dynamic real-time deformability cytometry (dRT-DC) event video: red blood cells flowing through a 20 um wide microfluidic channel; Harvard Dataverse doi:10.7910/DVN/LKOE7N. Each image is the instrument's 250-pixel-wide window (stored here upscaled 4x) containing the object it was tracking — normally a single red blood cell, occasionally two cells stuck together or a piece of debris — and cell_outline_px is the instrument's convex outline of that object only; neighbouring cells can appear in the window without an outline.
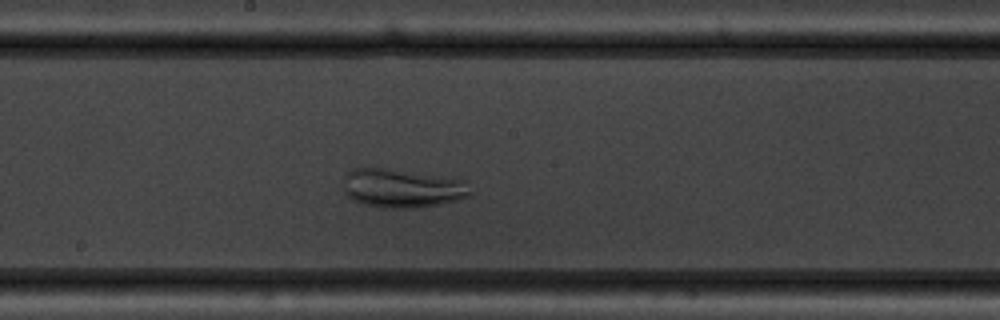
{"species": "common noctule bat (a hibernating species)", "species_latin": "Nyctalus noctula", "temperature_condition": "warm", "stored_images_in_passage": 45, "camera_frame_rate_fps": 3000, "um_per_image_px": 0.085, "animal": {"sex": "male", "body_mass_g": 19.5, "forearm_length_mm": 54.6}, "frame": {"image": 1, "passage_image": 20, "time_ms": 6.333, "image_size_px": [1000, 320], "cell_outline_px": [[472, 192], [468, 196], [456, 200], [436, 204], [412, 208], [384, 208], [364, 204], [352, 200], [344, 192], [344, 176], [352, 168], [384, 168], [444, 176], [464, 180]], "centroid_in_image_um": [34.15, 15.99], "position_along_channel_um": 214.0, "area_um2": 28.55}}
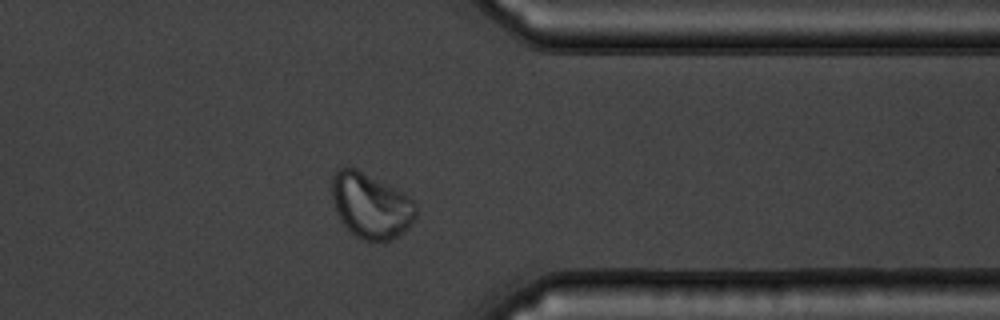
{"frame": {"image": 2, "passage_image": 34, "time_ms": 11.0, "image_size_px": [1000, 320], "cell_outline_px": [[416, 216], [408, 228], [404, 232], [388, 240], [364, 240], [356, 236], [340, 220], [336, 212], [332, 200], [332, 172], [340, 168], [356, 168], [404, 192], [416, 204]], "centroid_in_image_um": [31.51, 17.45], "position_along_channel_um": 379.9, "area_um2": 31.85}}
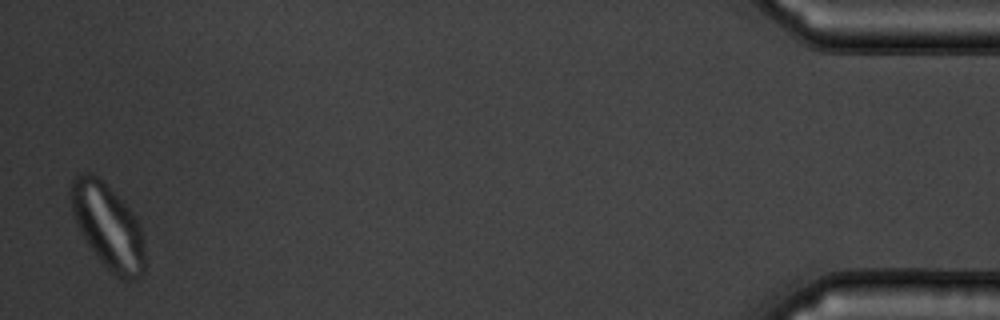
{"frame": {"image": 3, "passage_image": 44, "time_ms": 14.333, "image_size_px": [1000, 320], "cell_outline_px": [[144, 272], [128, 280], [116, 276], [96, 256], [84, 240], [76, 224], [68, 192], [72, 180], [80, 172], [92, 172], [132, 212], [140, 224], [144, 252]], "centroid_in_image_um": [9.12, 19.21], "position_along_channel_um": 426.1, "area_um2": 35.95}}